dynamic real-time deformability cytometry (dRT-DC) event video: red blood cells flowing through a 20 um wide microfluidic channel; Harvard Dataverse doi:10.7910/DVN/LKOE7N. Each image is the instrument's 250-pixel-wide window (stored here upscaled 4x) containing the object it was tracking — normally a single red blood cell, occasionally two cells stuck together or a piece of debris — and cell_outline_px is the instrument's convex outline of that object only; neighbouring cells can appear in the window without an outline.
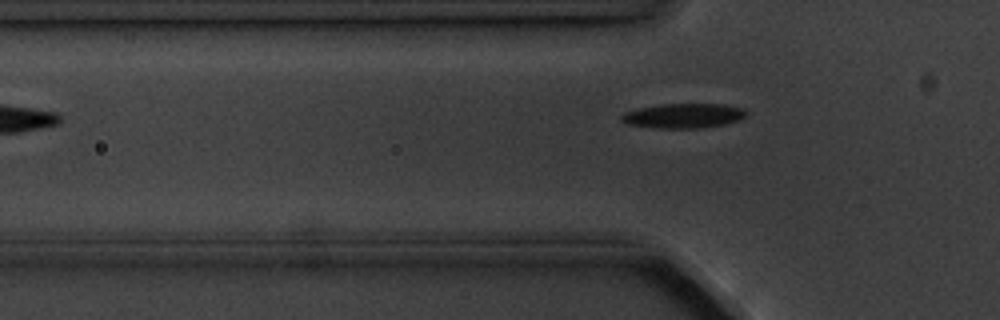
{"species": "common noctule bat (a hibernating species)", "species_latin": "Nyctalus noctula", "temperature_condition": "cold", "stored_images_in_passage": 2, "camera_frame_rate_fps": 3000, "um_per_image_px": 0.085, "animal": {"sex": "male", "body_mass_g": 20.1, "forearm_length_mm": 53.5}, "frame": {"image": 1, "passage_image": 2, "time_ms": 1.333, "image_size_px": [1000, 320], "cell_outline_px": [[748, 116], [724, 124], [704, 128], [656, 128], [628, 124], [620, 120], [620, 116], [624, 112], [640, 108], [660, 104], [724, 104], [744, 108], [748, 112]], "centroid_in_image_um": [58.11, 9.84], "position_along_channel_um": 67.7, "area_um2": 18.03}}